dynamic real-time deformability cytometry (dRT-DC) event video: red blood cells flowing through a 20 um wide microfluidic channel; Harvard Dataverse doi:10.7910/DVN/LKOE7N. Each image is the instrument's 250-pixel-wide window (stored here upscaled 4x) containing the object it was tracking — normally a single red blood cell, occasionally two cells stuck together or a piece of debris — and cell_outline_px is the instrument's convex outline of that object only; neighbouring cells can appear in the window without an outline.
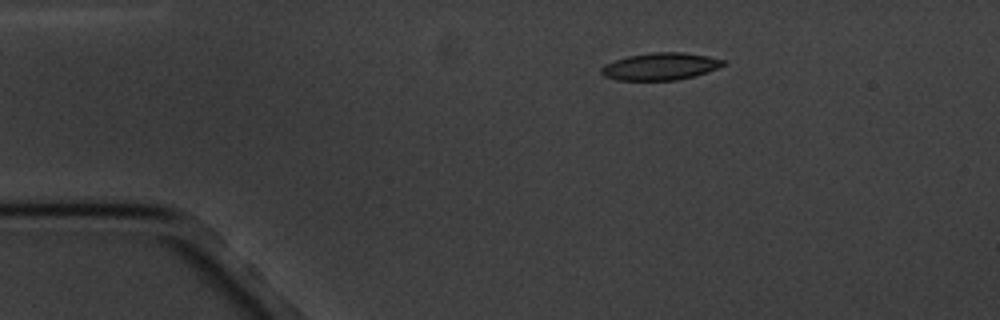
{"species": "common noctule bat (a hibernating species)", "species_latin": "Nyctalus noctula", "temperature_condition": "cold", "stored_images_in_passage": 4, "camera_frame_rate_fps": 3000, "um_per_image_px": 0.085, "animal": {"sex": "male", "body_mass_g": 20.1, "forearm_length_mm": 53.5}, "frame": {"image": 1, "passage_image": 1, "time_ms": 0.0, "image_size_px": [1000, 320], "cell_outline_px": [[728, 64], [692, 76], [676, 80], [616, 80], [604, 76], [600, 72], [600, 68], [604, 64], [628, 56], [652, 52], [684, 52], [708, 56], [724, 60]], "centroid_in_image_um": [56.1, 5.64], "position_along_channel_um": 28.9, "area_um2": 19.25}}
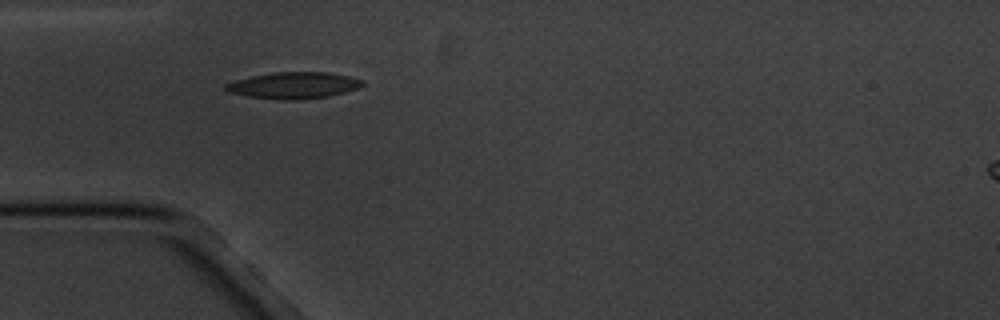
{"frame": {"image": 2, "passage_image": 3, "time_ms": 2.333, "image_size_px": [1000, 320], "cell_outline_px": [[364, 84], [356, 88], [344, 92], [328, 96], [296, 100], [280, 100], [248, 96], [228, 92], [224, 88], [224, 84], [236, 80], [252, 76], [276, 72], [328, 72], [348, 76], [364, 80]], "centroid_in_image_um": [24.94, 7.25], "position_along_channel_um": 60.1, "area_um2": 20.98}}
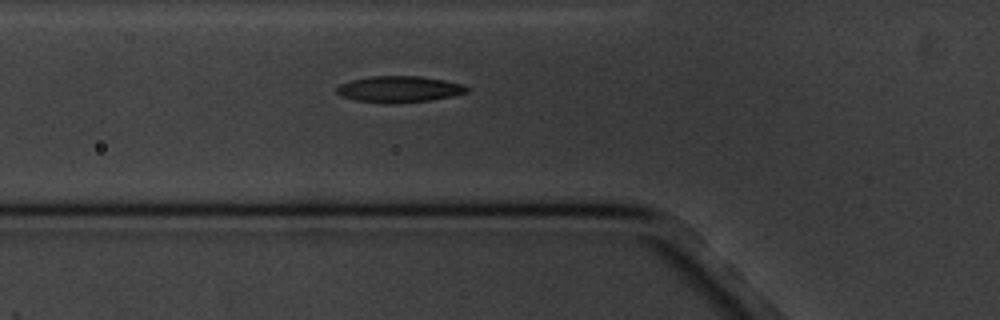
{"frame": {"image": 3, "passage_image": 4, "time_ms": 3.333, "image_size_px": [1000, 320], "cell_outline_px": [[472, 88], [468, 92], [452, 96], [432, 100], [388, 104], [356, 100], [344, 96], [336, 92], [336, 88], [340, 84], [352, 80], [368, 76], [420, 76], [444, 80], [464, 84]], "centroid_in_image_um": [33.98, 7.58], "position_along_channel_um": 91.8, "area_um2": 20.06}}